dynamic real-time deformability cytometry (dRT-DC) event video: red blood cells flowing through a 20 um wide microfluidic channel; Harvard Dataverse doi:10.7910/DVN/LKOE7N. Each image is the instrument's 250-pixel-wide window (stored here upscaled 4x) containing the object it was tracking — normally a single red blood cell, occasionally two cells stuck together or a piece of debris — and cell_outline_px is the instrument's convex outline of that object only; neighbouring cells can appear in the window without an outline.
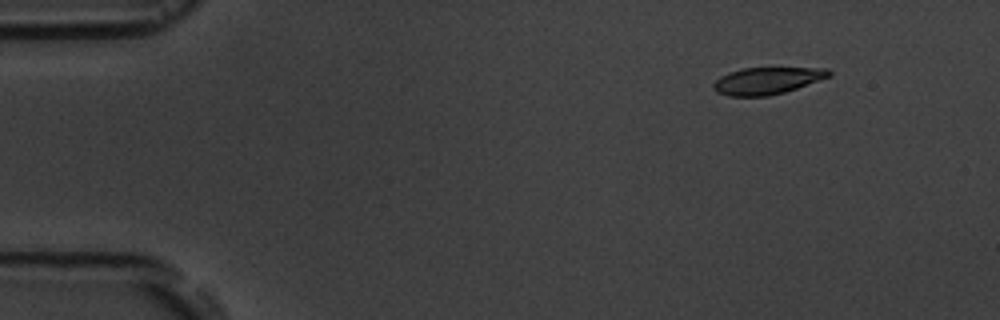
{"species": "common noctule bat (a hibernating species)", "species_latin": "Nyctalus noctula", "temperature_condition": "room temperature", "stored_images_in_passage": 5, "camera_frame_rate_fps": 3000, "um_per_image_px": 0.085, "animal": {"sex": "male", "body_mass_g": 19.5, "forearm_length_mm": 54.6}, "frame": {"image": 1, "passage_image": 2, "time_ms": 1.333, "image_size_px": [1000, 320], "cell_outline_px": [[832, 76], [784, 92], [768, 96], [728, 96], [716, 92], [712, 88], [712, 84], [720, 76], [728, 72], [744, 68], [828, 68], [832, 72]], "centroid_in_image_um": [65.19, 6.86], "position_along_channel_um": 19.8, "area_um2": 18.21}}
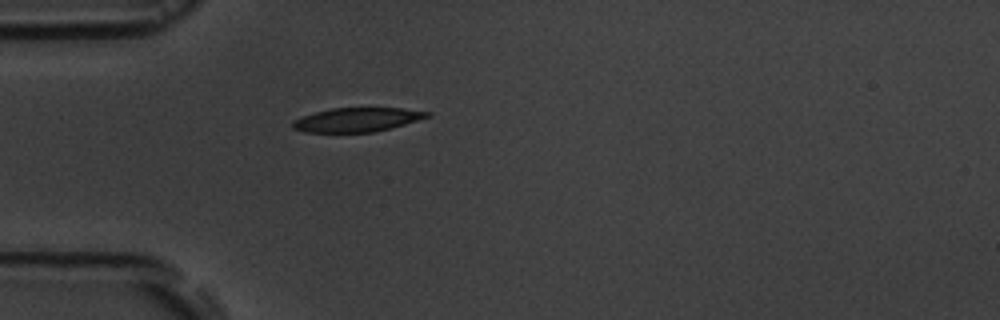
{"frame": {"image": 2, "passage_image": 5, "time_ms": 4.667, "image_size_px": [1000, 320], "cell_outline_px": [[432, 116], [404, 124], [372, 132], [304, 132], [292, 128], [292, 120], [316, 112], [332, 108], [404, 108], [432, 112]], "centroid_in_image_um": [30.37, 10.17], "position_along_channel_um": 54.6, "area_um2": 18.73}}